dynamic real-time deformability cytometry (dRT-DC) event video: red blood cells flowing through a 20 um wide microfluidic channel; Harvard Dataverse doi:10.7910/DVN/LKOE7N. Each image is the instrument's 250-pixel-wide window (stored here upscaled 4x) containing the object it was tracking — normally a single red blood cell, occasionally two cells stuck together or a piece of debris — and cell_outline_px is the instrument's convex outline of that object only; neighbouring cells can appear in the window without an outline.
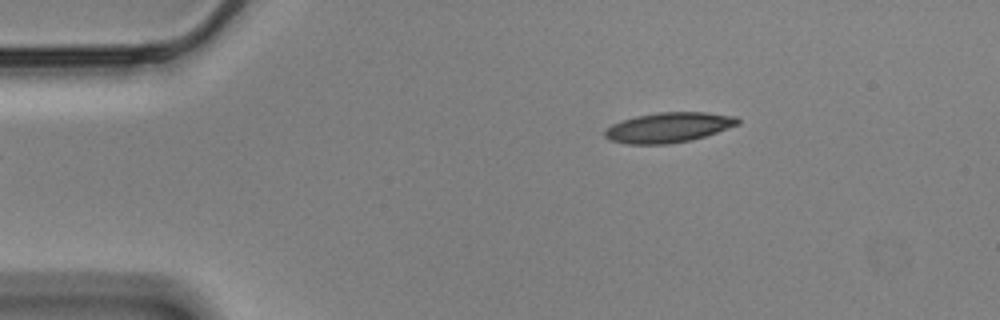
{"species": "Egyptian fruit bat (a non-hibernating species)", "species_latin": "Rousettus aegyptiacus", "temperature_condition": "cold", "stored_images_in_passage": 9, "camera_frame_rate_fps": 3000, "um_per_image_px": 0.085, "animal": {"sex": "male"}, "frame": {"image": 1, "passage_image": 1, "time_ms": 0.0, "image_size_px": [1000, 320], "cell_outline_px": [[740, 124], [692, 140], [668, 144], [628, 144], [608, 140], [604, 136], [604, 132], [612, 124], [636, 116], [660, 112], [704, 112], [736, 116], [740, 120]], "centroid_in_image_um": [56.83, 10.84], "position_along_channel_um": 28.2, "area_um2": 23.18}}